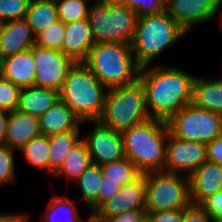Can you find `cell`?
<instances>
[{
  "instance_id": "obj_3",
  "label": "cell",
  "mask_w": 222,
  "mask_h": 222,
  "mask_svg": "<svg viewBox=\"0 0 222 222\" xmlns=\"http://www.w3.org/2000/svg\"><path fill=\"white\" fill-rule=\"evenodd\" d=\"M106 92L107 88L91 70L83 62H77L59 90V99L70 107L85 125V122L98 121L101 117Z\"/></svg>"
},
{
  "instance_id": "obj_41",
  "label": "cell",
  "mask_w": 222,
  "mask_h": 222,
  "mask_svg": "<svg viewBox=\"0 0 222 222\" xmlns=\"http://www.w3.org/2000/svg\"><path fill=\"white\" fill-rule=\"evenodd\" d=\"M145 216V210H133L104 219L106 222H141Z\"/></svg>"
},
{
  "instance_id": "obj_33",
  "label": "cell",
  "mask_w": 222,
  "mask_h": 222,
  "mask_svg": "<svg viewBox=\"0 0 222 222\" xmlns=\"http://www.w3.org/2000/svg\"><path fill=\"white\" fill-rule=\"evenodd\" d=\"M30 0H0V24L25 19Z\"/></svg>"
},
{
  "instance_id": "obj_21",
  "label": "cell",
  "mask_w": 222,
  "mask_h": 222,
  "mask_svg": "<svg viewBox=\"0 0 222 222\" xmlns=\"http://www.w3.org/2000/svg\"><path fill=\"white\" fill-rule=\"evenodd\" d=\"M192 104L197 108L222 115V78L195 76Z\"/></svg>"
},
{
  "instance_id": "obj_19",
  "label": "cell",
  "mask_w": 222,
  "mask_h": 222,
  "mask_svg": "<svg viewBox=\"0 0 222 222\" xmlns=\"http://www.w3.org/2000/svg\"><path fill=\"white\" fill-rule=\"evenodd\" d=\"M42 135L50 136L70 131H81L82 122L62 100L39 116Z\"/></svg>"
},
{
  "instance_id": "obj_20",
  "label": "cell",
  "mask_w": 222,
  "mask_h": 222,
  "mask_svg": "<svg viewBox=\"0 0 222 222\" xmlns=\"http://www.w3.org/2000/svg\"><path fill=\"white\" fill-rule=\"evenodd\" d=\"M0 74L21 88L34 85L35 62L30 49L0 60Z\"/></svg>"
},
{
  "instance_id": "obj_31",
  "label": "cell",
  "mask_w": 222,
  "mask_h": 222,
  "mask_svg": "<svg viewBox=\"0 0 222 222\" xmlns=\"http://www.w3.org/2000/svg\"><path fill=\"white\" fill-rule=\"evenodd\" d=\"M55 2L59 19L64 23H71L88 18V4L93 0H55Z\"/></svg>"
},
{
  "instance_id": "obj_22",
  "label": "cell",
  "mask_w": 222,
  "mask_h": 222,
  "mask_svg": "<svg viewBox=\"0 0 222 222\" xmlns=\"http://www.w3.org/2000/svg\"><path fill=\"white\" fill-rule=\"evenodd\" d=\"M57 100L58 90L33 85L21 89L16 110L39 117Z\"/></svg>"
},
{
  "instance_id": "obj_18",
  "label": "cell",
  "mask_w": 222,
  "mask_h": 222,
  "mask_svg": "<svg viewBox=\"0 0 222 222\" xmlns=\"http://www.w3.org/2000/svg\"><path fill=\"white\" fill-rule=\"evenodd\" d=\"M34 45L35 36L25 19L0 24V60L31 49Z\"/></svg>"
},
{
  "instance_id": "obj_28",
  "label": "cell",
  "mask_w": 222,
  "mask_h": 222,
  "mask_svg": "<svg viewBox=\"0 0 222 222\" xmlns=\"http://www.w3.org/2000/svg\"><path fill=\"white\" fill-rule=\"evenodd\" d=\"M49 139L40 135L30 140L18 152L25 156L26 161L34 167L44 169L49 174Z\"/></svg>"
},
{
  "instance_id": "obj_9",
  "label": "cell",
  "mask_w": 222,
  "mask_h": 222,
  "mask_svg": "<svg viewBox=\"0 0 222 222\" xmlns=\"http://www.w3.org/2000/svg\"><path fill=\"white\" fill-rule=\"evenodd\" d=\"M169 133L181 140L208 144L222 135V115L187 105L167 122Z\"/></svg>"
},
{
  "instance_id": "obj_13",
  "label": "cell",
  "mask_w": 222,
  "mask_h": 222,
  "mask_svg": "<svg viewBox=\"0 0 222 222\" xmlns=\"http://www.w3.org/2000/svg\"><path fill=\"white\" fill-rule=\"evenodd\" d=\"M221 0H166V12L187 32L221 12Z\"/></svg>"
},
{
  "instance_id": "obj_11",
  "label": "cell",
  "mask_w": 222,
  "mask_h": 222,
  "mask_svg": "<svg viewBox=\"0 0 222 222\" xmlns=\"http://www.w3.org/2000/svg\"><path fill=\"white\" fill-rule=\"evenodd\" d=\"M207 160V145L201 142L181 140L170 133L166 143L164 171L190 176ZM186 173V174H185Z\"/></svg>"
},
{
  "instance_id": "obj_43",
  "label": "cell",
  "mask_w": 222,
  "mask_h": 222,
  "mask_svg": "<svg viewBox=\"0 0 222 222\" xmlns=\"http://www.w3.org/2000/svg\"><path fill=\"white\" fill-rule=\"evenodd\" d=\"M7 121H8V112L0 110V145H4Z\"/></svg>"
},
{
  "instance_id": "obj_17",
  "label": "cell",
  "mask_w": 222,
  "mask_h": 222,
  "mask_svg": "<svg viewBox=\"0 0 222 222\" xmlns=\"http://www.w3.org/2000/svg\"><path fill=\"white\" fill-rule=\"evenodd\" d=\"M40 135L39 117L18 110L8 112L5 145L18 152Z\"/></svg>"
},
{
  "instance_id": "obj_35",
  "label": "cell",
  "mask_w": 222,
  "mask_h": 222,
  "mask_svg": "<svg viewBox=\"0 0 222 222\" xmlns=\"http://www.w3.org/2000/svg\"><path fill=\"white\" fill-rule=\"evenodd\" d=\"M138 18L166 12V0H121Z\"/></svg>"
},
{
  "instance_id": "obj_15",
  "label": "cell",
  "mask_w": 222,
  "mask_h": 222,
  "mask_svg": "<svg viewBox=\"0 0 222 222\" xmlns=\"http://www.w3.org/2000/svg\"><path fill=\"white\" fill-rule=\"evenodd\" d=\"M190 200L202 203L222 190V165L206 160L189 176Z\"/></svg>"
},
{
  "instance_id": "obj_25",
  "label": "cell",
  "mask_w": 222,
  "mask_h": 222,
  "mask_svg": "<svg viewBox=\"0 0 222 222\" xmlns=\"http://www.w3.org/2000/svg\"><path fill=\"white\" fill-rule=\"evenodd\" d=\"M81 131H70L47 136L49 139V174L52 176L61 166L66 154L81 140Z\"/></svg>"
},
{
  "instance_id": "obj_36",
  "label": "cell",
  "mask_w": 222,
  "mask_h": 222,
  "mask_svg": "<svg viewBox=\"0 0 222 222\" xmlns=\"http://www.w3.org/2000/svg\"><path fill=\"white\" fill-rule=\"evenodd\" d=\"M213 220L201 203L190 202L183 209V222H213Z\"/></svg>"
},
{
  "instance_id": "obj_5",
  "label": "cell",
  "mask_w": 222,
  "mask_h": 222,
  "mask_svg": "<svg viewBox=\"0 0 222 222\" xmlns=\"http://www.w3.org/2000/svg\"><path fill=\"white\" fill-rule=\"evenodd\" d=\"M188 32L167 12L137 19L131 49L137 64L150 66L158 55L175 44Z\"/></svg>"
},
{
  "instance_id": "obj_10",
  "label": "cell",
  "mask_w": 222,
  "mask_h": 222,
  "mask_svg": "<svg viewBox=\"0 0 222 222\" xmlns=\"http://www.w3.org/2000/svg\"><path fill=\"white\" fill-rule=\"evenodd\" d=\"M36 75L34 86L60 90L75 61L63 52L33 46L31 49Z\"/></svg>"
},
{
  "instance_id": "obj_23",
  "label": "cell",
  "mask_w": 222,
  "mask_h": 222,
  "mask_svg": "<svg viewBox=\"0 0 222 222\" xmlns=\"http://www.w3.org/2000/svg\"><path fill=\"white\" fill-rule=\"evenodd\" d=\"M25 20L36 36L50 24L59 20L55 0H30Z\"/></svg>"
},
{
  "instance_id": "obj_29",
  "label": "cell",
  "mask_w": 222,
  "mask_h": 222,
  "mask_svg": "<svg viewBox=\"0 0 222 222\" xmlns=\"http://www.w3.org/2000/svg\"><path fill=\"white\" fill-rule=\"evenodd\" d=\"M101 169L103 175L106 176V180L119 182L122 186L133 182L142 174L127 157L119 161L103 164Z\"/></svg>"
},
{
  "instance_id": "obj_24",
  "label": "cell",
  "mask_w": 222,
  "mask_h": 222,
  "mask_svg": "<svg viewBox=\"0 0 222 222\" xmlns=\"http://www.w3.org/2000/svg\"><path fill=\"white\" fill-rule=\"evenodd\" d=\"M91 163L87 146L81 140L66 154L61 166L52 176H65L70 183L75 182Z\"/></svg>"
},
{
  "instance_id": "obj_40",
  "label": "cell",
  "mask_w": 222,
  "mask_h": 222,
  "mask_svg": "<svg viewBox=\"0 0 222 222\" xmlns=\"http://www.w3.org/2000/svg\"><path fill=\"white\" fill-rule=\"evenodd\" d=\"M207 160L222 165V135L207 144Z\"/></svg>"
},
{
  "instance_id": "obj_16",
  "label": "cell",
  "mask_w": 222,
  "mask_h": 222,
  "mask_svg": "<svg viewBox=\"0 0 222 222\" xmlns=\"http://www.w3.org/2000/svg\"><path fill=\"white\" fill-rule=\"evenodd\" d=\"M95 45L91 24L88 18L65 23V36L62 52L71 57L76 63L84 62L90 49Z\"/></svg>"
},
{
  "instance_id": "obj_7",
  "label": "cell",
  "mask_w": 222,
  "mask_h": 222,
  "mask_svg": "<svg viewBox=\"0 0 222 222\" xmlns=\"http://www.w3.org/2000/svg\"><path fill=\"white\" fill-rule=\"evenodd\" d=\"M88 8L95 44L119 42L131 45L138 16L121 0H93Z\"/></svg>"
},
{
  "instance_id": "obj_45",
  "label": "cell",
  "mask_w": 222,
  "mask_h": 222,
  "mask_svg": "<svg viewBox=\"0 0 222 222\" xmlns=\"http://www.w3.org/2000/svg\"><path fill=\"white\" fill-rule=\"evenodd\" d=\"M141 222H150L149 219L145 216Z\"/></svg>"
},
{
  "instance_id": "obj_37",
  "label": "cell",
  "mask_w": 222,
  "mask_h": 222,
  "mask_svg": "<svg viewBox=\"0 0 222 222\" xmlns=\"http://www.w3.org/2000/svg\"><path fill=\"white\" fill-rule=\"evenodd\" d=\"M150 222H183V209L146 212Z\"/></svg>"
},
{
  "instance_id": "obj_14",
  "label": "cell",
  "mask_w": 222,
  "mask_h": 222,
  "mask_svg": "<svg viewBox=\"0 0 222 222\" xmlns=\"http://www.w3.org/2000/svg\"><path fill=\"white\" fill-rule=\"evenodd\" d=\"M146 180L141 174L136 180L123 185L120 191L104 202L95 213L102 219L133 210H145Z\"/></svg>"
},
{
  "instance_id": "obj_32",
  "label": "cell",
  "mask_w": 222,
  "mask_h": 222,
  "mask_svg": "<svg viewBox=\"0 0 222 222\" xmlns=\"http://www.w3.org/2000/svg\"><path fill=\"white\" fill-rule=\"evenodd\" d=\"M15 150L7 145H0V187L15 182Z\"/></svg>"
},
{
  "instance_id": "obj_34",
  "label": "cell",
  "mask_w": 222,
  "mask_h": 222,
  "mask_svg": "<svg viewBox=\"0 0 222 222\" xmlns=\"http://www.w3.org/2000/svg\"><path fill=\"white\" fill-rule=\"evenodd\" d=\"M21 87L0 74V110L12 112L17 109Z\"/></svg>"
},
{
  "instance_id": "obj_4",
  "label": "cell",
  "mask_w": 222,
  "mask_h": 222,
  "mask_svg": "<svg viewBox=\"0 0 222 222\" xmlns=\"http://www.w3.org/2000/svg\"><path fill=\"white\" fill-rule=\"evenodd\" d=\"M83 63L107 89L134 82L141 69L131 45L119 42L95 44Z\"/></svg>"
},
{
  "instance_id": "obj_12",
  "label": "cell",
  "mask_w": 222,
  "mask_h": 222,
  "mask_svg": "<svg viewBox=\"0 0 222 222\" xmlns=\"http://www.w3.org/2000/svg\"><path fill=\"white\" fill-rule=\"evenodd\" d=\"M91 123L94 128L89 135L82 136V140L87 146L92 163L101 166L123 159L125 154L122 134L99 121H91Z\"/></svg>"
},
{
  "instance_id": "obj_46",
  "label": "cell",
  "mask_w": 222,
  "mask_h": 222,
  "mask_svg": "<svg viewBox=\"0 0 222 222\" xmlns=\"http://www.w3.org/2000/svg\"><path fill=\"white\" fill-rule=\"evenodd\" d=\"M213 222H222V219H214Z\"/></svg>"
},
{
  "instance_id": "obj_38",
  "label": "cell",
  "mask_w": 222,
  "mask_h": 222,
  "mask_svg": "<svg viewBox=\"0 0 222 222\" xmlns=\"http://www.w3.org/2000/svg\"><path fill=\"white\" fill-rule=\"evenodd\" d=\"M121 188L122 185L119 182L108 181L106 180V176L103 175L100 190L98 193V208L104 202L116 195Z\"/></svg>"
},
{
  "instance_id": "obj_6",
  "label": "cell",
  "mask_w": 222,
  "mask_h": 222,
  "mask_svg": "<svg viewBox=\"0 0 222 222\" xmlns=\"http://www.w3.org/2000/svg\"><path fill=\"white\" fill-rule=\"evenodd\" d=\"M151 117L147 111L144 87L138 78L132 83L107 89L98 121L116 132H124Z\"/></svg>"
},
{
  "instance_id": "obj_39",
  "label": "cell",
  "mask_w": 222,
  "mask_h": 222,
  "mask_svg": "<svg viewBox=\"0 0 222 222\" xmlns=\"http://www.w3.org/2000/svg\"><path fill=\"white\" fill-rule=\"evenodd\" d=\"M213 219H222V190L201 203Z\"/></svg>"
},
{
  "instance_id": "obj_44",
  "label": "cell",
  "mask_w": 222,
  "mask_h": 222,
  "mask_svg": "<svg viewBox=\"0 0 222 222\" xmlns=\"http://www.w3.org/2000/svg\"><path fill=\"white\" fill-rule=\"evenodd\" d=\"M85 220H82L84 222ZM85 222H106L105 219L100 218L95 212H91L89 218Z\"/></svg>"
},
{
  "instance_id": "obj_30",
  "label": "cell",
  "mask_w": 222,
  "mask_h": 222,
  "mask_svg": "<svg viewBox=\"0 0 222 222\" xmlns=\"http://www.w3.org/2000/svg\"><path fill=\"white\" fill-rule=\"evenodd\" d=\"M64 36L65 23L59 19L35 36V46L44 49H55L62 52Z\"/></svg>"
},
{
  "instance_id": "obj_27",
  "label": "cell",
  "mask_w": 222,
  "mask_h": 222,
  "mask_svg": "<svg viewBox=\"0 0 222 222\" xmlns=\"http://www.w3.org/2000/svg\"><path fill=\"white\" fill-rule=\"evenodd\" d=\"M41 222H82L78 209L67 195H55L47 203Z\"/></svg>"
},
{
  "instance_id": "obj_1",
  "label": "cell",
  "mask_w": 222,
  "mask_h": 222,
  "mask_svg": "<svg viewBox=\"0 0 222 222\" xmlns=\"http://www.w3.org/2000/svg\"><path fill=\"white\" fill-rule=\"evenodd\" d=\"M195 76L162 64L141 68L139 79L150 117L167 122L180 109L192 104Z\"/></svg>"
},
{
  "instance_id": "obj_2",
  "label": "cell",
  "mask_w": 222,
  "mask_h": 222,
  "mask_svg": "<svg viewBox=\"0 0 222 222\" xmlns=\"http://www.w3.org/2000/svg\"><path fill=\"white\" fill-rule=\"evenodd\" d=\"M125 157L142 173L164 171L169 130L165 121L150 119L121 133Z\"/></svg>"
},
{
  "instance_id": "obj_26",
  "label": "cell",
  "mask_w": 222,
  "mask_h": 222,
  "mask_svg": "<svg viewBox=\"0 0 222 222\" xmlns=\"http://www.w3.org/2000/svg\"><path fill=\"white\" fill-rule=\"evenodd\" d=\"M103 177L101 166L91 163L75 181L81 197L84 199L91 212L98 209V193Z\"/></svg>"
},
{
  "instance_id": "obj_8",
  "label": "cell",
  "mask_w": 222,
  "mask_h": 222,
  "mask_svg": "<svg viewBox=\"0 0 222 222\" xmlns=\"http://www.w3.org/2000/svg\"><path fill=\"white\" fill-rule=\"evenodd\" d=\"M145 211L184 209L191 202L189 177L167 171L145 173Z\"/></svg>"
},
{
  "instance_id": "obj_42",
  "label": "cell",
  "mask_w": 222,
  "mask_h": 222,
  "mask_svg": "<svg viewBox=\"0 0 222 222\" xmlns=\"http://www.w3.org/2000/svg\"><path fill=\"white\" fill-rule=\"evenodd\" d=\"M0 222H29V215L26 213H0Z\"/></svg>"
}]
</instances>
